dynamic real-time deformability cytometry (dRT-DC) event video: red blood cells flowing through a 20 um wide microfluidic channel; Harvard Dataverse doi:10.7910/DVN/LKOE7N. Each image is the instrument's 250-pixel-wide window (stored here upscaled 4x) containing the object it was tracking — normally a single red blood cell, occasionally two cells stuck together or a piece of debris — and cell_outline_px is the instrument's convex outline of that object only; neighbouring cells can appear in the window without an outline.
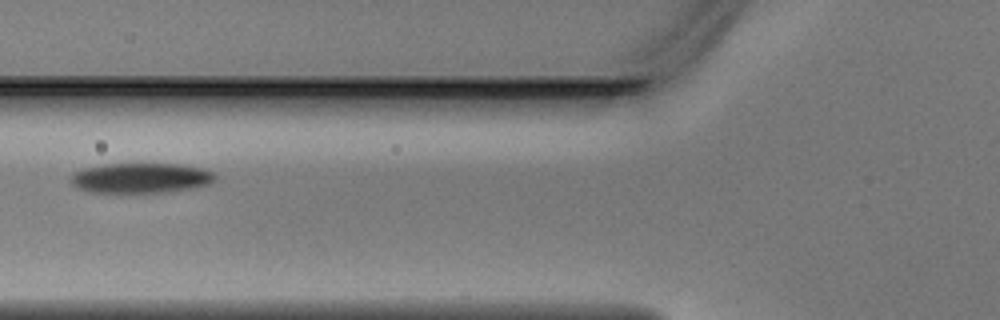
{"species": "Egyptian fruit bat (a non-hibernating species)", "species_latin": "Rousettus aegyptiacus", "temperature_condition": "warm", "stored_images_in_passage": 5, "camera_frame_rate_fps": 3000, "um_per_image_px": 0.085, "animal": {"sex": "male"}, "frame": {"image": 1, "passage_image": 5, "time_ms": 1.333, "image_size_px": [1000, 320], "cell_outline_px": [[216, 180], [212, 184], [172, 192], [88, 192], [72, 184], [72, 176], [76, 172], [84, 168], [104, 164], [180, 164], [200, 168], [212, 172], [216, 176]], "centroid_in_image_um": [12.03, 15.13], "position_along_channel_um": 113.8, "area_um2": 25.2}}